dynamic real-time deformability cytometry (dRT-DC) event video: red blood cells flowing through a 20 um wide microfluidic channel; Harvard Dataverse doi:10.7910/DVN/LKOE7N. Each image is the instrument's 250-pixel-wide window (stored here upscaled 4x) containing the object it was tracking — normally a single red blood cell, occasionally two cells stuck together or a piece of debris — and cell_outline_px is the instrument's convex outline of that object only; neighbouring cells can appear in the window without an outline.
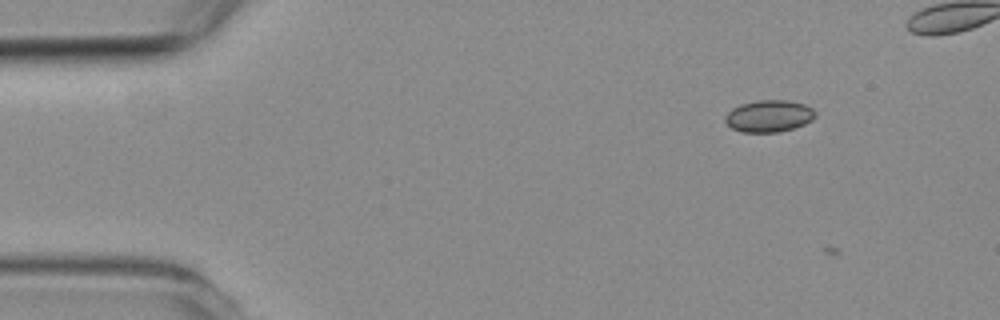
{"species": "common noctule bat (a hibernating species)", "species_latin": "Nyctalus noctula", "temperature_condition": "room temperature", "stored_images_in_passage": 6, "camera_frame_rate_fps": 3000, "um_per_image_px": 0.085, "animal": {"sex": "female", "body_mass_g": 19.3, "forearm_length_mm": 54.1}, "frame": {"image": 1, "passage_image": 3, "time_ms": 2.0, "image_size_px": [1000, 320], "cell_outline_px": [[816, 116], [812, 120], [804, 124], [780, 132], [740, 132], [732, 128], [724, 120], [724, 116], [732, 108], [740, 104], [756, 100], [788, 100], [804, 104], [812, 108], [816, 112]], "centroid_in_image_um": [65.35, 9.86], "position_along_channel_um": 19.6, "area_um2": 16.88}}